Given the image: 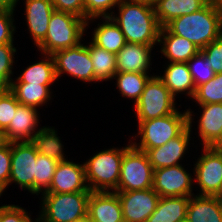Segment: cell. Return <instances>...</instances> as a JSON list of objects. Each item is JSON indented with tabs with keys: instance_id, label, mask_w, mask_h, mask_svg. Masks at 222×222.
<instances>
[{
	"instance_id": "1",
	"label": "cell",
	"mask_w": 222,
	"mask_h": 222,
	"mask_svg": "<svg viewBox=\"0 0 222 222\" xmlns=\"http://www.w3.org/2000/svg\"><path fill=\"white\" fill-rule=\"evenodd\" d=\"M116 9L111 18L119 26L127 43L142 45L159 43L161 26L153 4L144 1L120 0Z\"/></svg>"
},
{
	"instance_id": "2",
	"label": "cell",
	"mask_w": 222,
	"mask_h": 222,
	"mask_svg": "<svg viewBox=\"0 0 222 222\" xmlns=\"http://www.w3.org/2000/svg\"><path fill=\"white\" fill-rule=\"evenodd\" d=\"M165 27L201 50L222 35V7L207 3L197 12L172 19Z\"/></svg>"
},
{
	"instance_id": "3",
	"label": "cell",
	"mask_w": 222,
	"mask_h": 222,
	"mask_svg": "<svg viewBox=\"0 0 222 222\" xmlns=\"http://www.w3.org/2000/svg\"><path fill=\"white\" fill-rule=\"evenodd\" d=\"M180 109L181 106L170 115L138 121L136 124L138 132L130 136L132 145L136 149L146 152L148 149L163 146L169 140L179 136L188 127L186 106L185 110L182 109L183 112Z\"/></svg>"
},
{
	"instance_id": "4",
	"label": "cell",
	"mask_w": 222,
	"mask_h": 222,
	"mask_svg": "<svg viewBox=\"0 0 222 222\" xmlns=\"http://www.w3.org/2000/svg\"><path fill=\"white\" fill-rule=\"evenodd\" d=\"M127 143L122 148L114 146L104 148L84 161L86 181L90 191L114 192L117 189L122 158L132 146L131 140L128 139Z\"/></svg>"
},
{
	"instance_id": "5",
	"label": "cell",
	"mask_w": 222,
	"mask_h": 222,
	"mask_svg": "<svg viewBox=\"0 0 222 222\" xmlns=\"http://www.w3.org/2000/svg\"><path fill=\"white\" fill-rule=\"evenodd\" d=\"M86 20L69 12L56 11L51 15L45 39L36 47L40 54L74 47L83 42L86 35Z\"/></svg>"
},
{
	"instance_id": "6",
	"label": "cell",
	"mask_w": 222,
	"mask_h": 222,
	"mask_svg": "<svg viewBox=\"0 0 222 222\" xmlns=\"http://www.w3.org/2000/svg\"><path fill=\"white\" fill-rule=\"evenodd\" d=\"M91 192L42 193L37 222H73L87 216Z\"/></svg>"
},
{
	"instance_id": "7",
	"label": "cell",
	"mask_w": 222,
	"mask_h": 222,
	"mask_svg": "<svg viewBox=\"0 0 222 222\" xmlns=\"http://www.w3.org/2000/svg\"><path fill=\"white\" fill-rule=\"evenodd\" d=\"M133 106L136 121H146L170 115L181 104L177 103L176 98L156 74L147 81L141 96Z\"/></svg>"
},
{
	"instance_id": "8",
	"label": "cell",
	"mask_w": 222,
	"mask_h": 222,
	"mask_svg": "<svg viewBox=\"0 0 222 222\" xmlns=\"http://www.w3.org/2000/svg\"><path fill=\"white\" fill-rule=\"evenodd\" d=\"M201 150V156L193 160L196 195L222 197V150L214 147Z\"/></svg>"
},
{
	"instance_id": "9",
	"label": "cell",
	"mask_w": 222,
	"mask_h": 222,
	"mask_svg": "<svg viewBox=\"0 0 222 222\" xmlns=\"http://www.w3.org/2000/svg\"><path fill=\"white\" fill-rule=\"evenodd\" d=\"M153 186V168L145 152L133 145L124 153L120 179L114 192L150 189Z\"/></svg>"
},
{
	"instance_id": "10",
	"label": "cell",
	"mask_w": 222,
	"mask_h": 222,
	"mask_svg": "<svg viewBox=\"0 0 222 222\" xmlns=\"http://www.w3.org/2000/svg\"><path fill=\"white\" fill-rule=\"evenodd\" d=\"M57 82L65 74L82 83H95L93 64L86 42L52 54ZM63 74V75H62Z\"/></svg>"
},
{
	"instance_id": "11",
	"label": "cell",
	"mask_w": 222,
	"mask_h": 222,
	"mask_svg": "<svg viewBox=\"0 0 222 222\" xmlns=\"http://www.w3.org/2000/svg\"><path fill=\"white\" fill-rule=\"evenodd\" d=\"M185 165H174L166 168L153 170L152 189L160 197H191L195 195L194 188V169L191 172Z\"/></svg>"
},
{
	"instance_id": "12",
	"label": "cell",
	"mask_w": 222,
	"mask_h": 222,
	"mask_svg": "<svg viewBox=\"0 0 222 222\" xmlns=\"http://www.w3.org/2000/svg\"><path fill=\"white\" fill-rule=\"evenodd\" d=\"M37 154V150L30 142L11 143V172L6 189L15 183L22 191L34 195Z\"/></svg>"
},
{
	"instance_id": "13",
	"label": "cell",
	"mask_w": 222,
	"mask_h": 222,
	"mask_svg": "<svg viewBox=\"0 0 222 222\" xmlns=\"http://www.w3.org/2000/svg\"><path fill=\"white\" fill-rule=\"evenodd\" d=\"M196 107L200 115L192 111L190 106L187 109L188 126L192 128L193 124L197 122L198 125H195L198 130H196L198 133L196 138L201 141L199 142L201 144L200 146L212 147L222 135V103L203 104L197 105ZM196 114L199 117L195 122Z\"/></svg>"
},
{
	"instance_id": "14",
	"label": "cell",
	"mask_w": 222,
	"mask_h": 222,
	"mask_svg": "<svg viewBox=\"0 0 222 222\" xmlns=\"http://www.w3.org/2000/svg\"><path fill=\"white\" fill-rule=\"evenodd\" d=\"M193 129H195V127L190 128L188 126L179 136L169 140L163 146L148 149L145 152L153 170L180 165L182 163V160L188 155L189 151H191L189 148L191 147L190 145L193 144V147L195 144L190 142H194L193 139L195 138V136L192 137Z\"/></svg>"
},
{
	"instance_id": "15",
	"label": "cell",
	"mask_w": 222,
	"mask_h": 222,
	"mask_svg": "<svg viewBox=\"0 0 222 222\" xmlns=\"http://www.w3.org/2000/svg\"><path fill=\"white\" fill-rule=\"evenodd\" d=\"M125 222H146L156 209L160 196L152 189L116 192Z\"/></svg>"
},
{
	"instance_id": "16",
	"label": "cell",
	"mask_w": 222,
	"mask_h": 222,
	"mask_svg": "<svg viewBox=\"0 0 222 222\" xmlns=\"http://www.w3.org/2000/svg\"><path fill=\"white\" fill-rule=\"evenodd\" d=\"M91 192L87 185L85 165L74 160L59 161L49 189L45 193Z\"/></svg>"
},
{
	"instance_id": "17",
	"label": "cell",
	"mask_w": 222,
	"mask_h": 222,
	"mask_svg": "<svg viewBox=\"0 0 222 222\" xmlns=\"http://www.w3.org/2000/svg\"><path fill=\"white\" fill-rule=\"evenodd\" d=\"M39 109L19 104L8 128L3 132L5 142H29L41 128ZM41 126V127H39Z\"/></svg>"
},
{
	"instance_id": "18",
	"label": "cell",
	"mask_w": 222,
	"mask_h": 222,
	"mask_svg": "<svg viewBox=\"0 0 222 222\" xmlns=\"http://www.w3.org/2000/svg\"><path fill=\"white\" fill-rule=\"evenodd\" d=\"M23 14L26 19L27 31L31 35L33 45L37 47L46 37L48 23L54 12L51 0H23Z\"/></svg>"
},
{
	"instance_id": "19",
	"label": "cell",
	"mask_w": 222,
	"mask_h": 222,
	"mask_svg": "<svg viewBox=\"0 0 222 222\" xmlns=\"http://www.w3.org/2000/svg\"><path fill=\"white\" fill-rule=\"evenodd\" d=\"M155 46L126 43L116 54L117 72H151Z\"/></svg>"
},
{
	"instance_id": "20",
	"label": "cell",
	"mask_w": 222,
	"mask_h": 222,
	"mask_svg": "<svg viewBox=\"0 0 222 222\" xmlns=\"http://www.w3.org/2000/svg\"><path fill=\"white\" fill-rule=\"evenodd\" d=\"M87 216L91 222L123 220L122 206L116 192L91 191Z\"/></svg>"
},
{
	"instance_id": "21",
	"label": "cell",
	"mask_w": 222,
	"mask_h": 222,
	"mask_svg": "<svg viewBox=\"0 0 222 222\" xmlns=\"http://www.w3.org/2000/svg\"><path fill=\"white\" fill-rule=\"evenodd\" d=\"M164 71H159L157 76L163 81L170 93L179 98L181 95L192 99L196 90L190 70L185 62H165ZM163 72V74H162ZM180 94V95H179Z\"/></svg>"
},
{
	"instance_id": "22",
	"label": "cell",
	"mask_w": 222,
	"mask_h": 222,
	"mask_svg": "<svg viewBox=\"0 0 222 222\" xmlns=\"http://www.w3.org/2000/svg\"><path fill=\"white\" fill-rule=\"evenodd\" d=\"M97 27L92 29L90 40L97 46L104 48L105 50L117 54L118 51L127 43L125 36L120 30L119 26L111 17L104 18H92L86 21V29L90 28V24L97 22ZM101 20V21H100Z\"/></svg>"
},
{
	"instance_id": "23",
	"label": "cell",
	"mask_w": 222,
	"mask_h": 222,
	"mask_svg": "<svg viewBox=\"0 0 222 222\" xmlns=\"http://www.w3.org/2000/svg\"><path fill=\"white\" fill-rule=\"evenodd\" d=\"M159 50L167 62H187L201 50L188 39L172 34L165 26L161 27L159 33Z\"/></svg>"
},
{
	"instance_id": "24",
	"label": "cell",
	"mask_w": 222,
	"mask_h": 222,
	"mask_svg": "<svg viewBox=\"0 0 222 222\" xmlns=\"http://www.w3.org/2000/svg\"><path fill=\"white\" fill-rule=\"evenodd\" d=\"M186 222H222V197L192 195Z\"/></svg>"
},
{
	"instance_id": "25",
	"label": "cell",
	"mask_w": 222,
	"mask_h": 222,
	"mask_svg": "<svg viewBox=\"0 0 222 222\" xmlns=\"http://www.w3.org/2000/svg\"><path fill=\"white\" fill-rule=\"evenodd\" d=\"M52 85L11 82L8 88L20 104L40 109L42 106H48L49 102L53 100Z\"/></svg>"
},
{
	"instance_id": "26",
	"label": "cell",
	"mask_w": 222,
	"mask_h": 222,
	"mask_svg": "<svg viewBox=\"0 0 222 222\" xmlns=\"http://www.w3.org/2000/svg\"><path fill=\"white\" fill-rule=\"evenodd\" d=\"M206 0H155L154 11L161 27L172 19L199 11Z\"/></svg>"
},
{
	"instance_id": "27",
	"label": "cell",
	"mask_w": 222,
	"mask_h": 222,
	"mask_svg": "<svg viewBox=\"0 0 222 222\" xmlns=\"http://www.w3.org/2000/svg\"><path fill=\"white\" fill-rule=\"evenodd\" d=\"M57 132L55 126H42V128L32 136L29 142L39 154L55 159L56 161L67 160L68 155L66 156L64 153L65 148L62 144L64 142H62L63 140H61L62 138Z\"/></svg>"
},
{
	"instance_id": "28",
	"label": "cell",
	"mask_w": 222,
	"mask_h": 222,
	"mask_svg": "<svg viewBox=\"0 0 222 222\" xmlns=\"http://www.w3.org/2000/svg\"><path fill=\"white\" fill-rule=\"evenodd\" d=\"M190 197H160L146 222H186Z\"/></svg>"
},
{
	"instance_id": "29",
	"label": "cell",
	"mask_w": 222,
	"mask_h": 222,
	"mask_svg": "<svg viewBox=\"0 0 222 222\" xmlns=\"http://www.w3.org/2000/svg\"><path fill=\"white\" fill-rule=\"evenodd\" d=\"M41 58L34 63H30L25 69L20 71L12 82H25L30 84H54L57 81L52 55L41 54Z\"/></svg>"
},
{
	"instance_id": "30",
	"label": "cell",
	"mask_w": 222,
	"mask_h": 222,
	"mask_svg": "<svg viewBox=\"0 0 222 222\" xmlns=\"http://www.w3.org/2000/svg\"><path fill=\"white\" fill-rule=\"evenodd\" d=\"M86 42L93 64L95 83L112 81L113 76L117 73L116 54L95 45L90 40L89 42L86 40Z\"/></svg>"
},
{
	"instance_id": "31",
	"label": "cell",
	"mask_w": 222,
	"mask_h": 222,
	"mask_svg": "<svg viewBox=\"0 0 222 222\" xmlns=\"http://www.w3.org/2000/svg\"><path fill=\"white\" fill-rule=\"evenodd\" d=\"M156 73H136V72H117L113 78L115 79V87L123 99L133 100L132 104L138 101L147 81Z\"/></svg>"
},
{
	"instance_id": "32",
	"label": "cell",
	"mask_w": 222,
	"mask_h": 222,
	"mask_svg": "<svg viewBox=\"0 0 222 222\" xmlns=\"http://www.w3.org/2000/svg\"><path fill=\"white\" fill-rule=\"evenodd\" d=\"M59 161L42 154H37L34 175V195L45 193L52 182L55 169Z\"/></svg>"
},
{
	"instance_id": "33",
	"label": "cell",
	"mask_w": 222,
	"mask_h": 222,
	"mask_svg": "<svg viewBox=\"0 0 222 222\" xmlns=\"http://www.w3.org/2000/svg\"><path fill=\"white\" fill-rule=\"evenodd\" d=\"M191 101L196 105L222 103V73L197 86Z\"/></svg>"
},
{
	"instance_id": "34",
	"label": "cell",
	"mask_w": 222,
	"mask_h": 222,
	"mask_svg": "<svg viewBox=\"0 0 222 222\" xmlns=\"http://www.w3.org/2000/svg\"><path fill=\"white\" fill-rule=\"evenodd\" d=\"M17 47L14 43H7L0 45V86L8 88L13 80L14 71L16 67Z\"/></svg>"
},
{
	"instance_id": "35",
	"label": "cell",
	"mask_w": 222,
	"mask_h": 222,
	"mask_svg": "<svg viewBox=\"0 0 222 222\" xmlns=\"http://www.w3.org/2000/svg\"><path fill=\"white\" fill-rule=\"evenodd\" d=\"M195 87L211 80L216 73L212 70L211 63L200 51L187 62Z\"/></svg>"
},
{
	"instance_id": "36",
	"label": "cell",
	"mask_w": 222,
	"mask_h": 222,
	"mask_svg": "<svg viewBox=\"0 0 222 222\" xmlns=\"http://www.w3.org/2000/svg\"><path fill=\"white\" fill-rule=\"evenodd\" d=\"M19 104L9 88L0 89V131L2 133L8 128Z\"/></svg>"
},
{
	"instance_id": "37",
	"label": "cell",
	"mask_w": 222,
	"mask_h": 222,
	"mask_svg": "<svg viewBox=\"0 0 222 222\" xmlns=\"http://www.w3.org/2000/svg\"><path fill=\"white\" fill-rule=\"evenodd\" d=\"M120 0H85V20L111 17Z\"/></svg>"
},
{
	"instance_id": "38",
	"label": "cell",
	"mask_w": 222,
	"mask_h": 222,
	"mask_svg": "<svg viewBox=\"0 0 222 222\" xmlns=\"http://www.w3.org/2000/svg\"><path fill=\"white\" fill-rule=\"evenodd\" d=\"M31 211L15 204H1L0 206V222H37V218L33 219Z\"/></svg>"
},
{
	"instance_id": "39",
	"label": "cell",
	"mask_w": 222,
	"mask_h": 222,
	"mask_svg": "<svg viewBox=\"0 0 222 222\" xmlns=\"http://www.w3.org/2000/svg\"><path fill=\"white\" fill-rule=\"evenodd\" d=\"M16 11L17 10L0 11V45L15 43L14 35L17 29L14 16Z\"/></svg>"
},
{
	"instance_id": "40",
	"label": "cell",
	"mask_w": 222,
	"mask_h": 222,
	"mask_svg": "<svg viewBox=\"0 0 222 222\" xmlns=\"http://www.w3.org/2000/svg\"><path fill=\"white\" fill-rule=\"evenodd\" d=\"M201 52L211 63L212 70L216 74L222 73V35L201 49Z\"/></svg>"
},
{
	"instance_id": "41",
	"label": "cell",
	"mask_w": 222,
	"mask_h": 222,
	"mask_svg": "<svg viewBox=\"0 0 222 222\" xmlns=\"http://www.w3.org/2000/svg\"><path fill=\"white\" fill-rule=\"evenodd\" d=\"M11 172V143L4 142L0 145V183L5 187L9 184Z\"/></svg>"
},
{
	"instance_id": "42",
	"label": "cell",
	"mask_w": 222,
	"mask_h": 222,
	"mask_svg": "<svg viewBox=\"0 0 222 222\" xmlns=\"http://www.w3.org/2000/svg\"><path fill=\"white\" fill-rule=\"evenodd\" d=\"M56 11L75 14L85 19V0H51Z\"/></svg>"
},
{
	"instance_id": "43",
	"label": "cell",
	"mask_w": 222,
	"mask_h": 222,
	"mask_svg": "<svg viewBox=\"0 0 222 222\" xmlns=\"http://www.w3.org/2000/svg\"><path fill=\"white\" fill-rule=\"evenodd\" d=\"M19 0H0V11L15 10Z\"/></svg>"
},
{
	"instance_id": "44",
	"label": "cell",
	"mask_w": 222,
	"mask_h": 222,
	"mask_svg": "<svg viewBox=\"0 0 222 222\" xmlns=\"http://www.w3.org/2000/svg\"><path fill=\"white\" fill-rule=\"evenodd\" d=\"M207 3L222 7V0H206Z\"/></svg>"
},
{
	"instance_id": "45",
	"label": "cell",
	"mask_w": 222,
	"mask_h": 222,
	"mask_svg": "<svg viewBox=\"0 0 222 222\" xmlns=\"http://www.w3.org/2000/svg\"><path fill=\"white\" fill-rule=\"evenodd\" d=\"M212 147L222 150V135L220 139Z\"/></svg>"
},
{
	"instance_id": "46",
	"label": "cell",
	"mask_w": 222,
	"mask_h": 222,
	"mask_svg": "<svg viewBox=\"0 0 222 222\" xmlns=\"http://www.w3.org/2000/svg\"><path fill=\"white\" fill-rule=\"evenodd\" d=\"M4 192H6V187L0 183V198L1 196L5 195Z\"/></svg>"
},
{
	"instance_id": "47",
	"label": "cell",
	"mask_w": 222,
	"mask_h": 222,
	"mask_svg": "<svg viewBox=\"0 0 222 222\" xmlns=\"http://www.w3.org/2000/svg\"><path fill=\"white\" fill-rule=\"evenodd\" d=\"M73 222H91L88 218V216L82 218V219H79V220H76V221H73Z\"/></svg>"
},
{
	"instance_id": "48",
	"label": "cell",
	"mask_w": 222,
	"mask_h": 222,
	"mask_svg": "<svg viewBox=\"0 0 222 222\" xmlns=\"http://www.w3.org/2000/svg\"><path fill=\"white\" fill-rule=\"evenodd\" d=\"M4 137H3V133L0 131V145H2L4 143Z\"/></svg>"
},
{
	"instance_id": "49",
	"label": "cell",
	"mask_w": 222,
	"mask_h": 222,
	"mask_svg": "<svg viewBox=\"0 0 222 222\" xmlns=\"http://www.w3.org/2000/svg\"><path fill=\"white\" fill-rule=\"evenodd\" d=\"M131 1H144L153 4L155 0H131Z\"/></svg>"
}]
</instances>
